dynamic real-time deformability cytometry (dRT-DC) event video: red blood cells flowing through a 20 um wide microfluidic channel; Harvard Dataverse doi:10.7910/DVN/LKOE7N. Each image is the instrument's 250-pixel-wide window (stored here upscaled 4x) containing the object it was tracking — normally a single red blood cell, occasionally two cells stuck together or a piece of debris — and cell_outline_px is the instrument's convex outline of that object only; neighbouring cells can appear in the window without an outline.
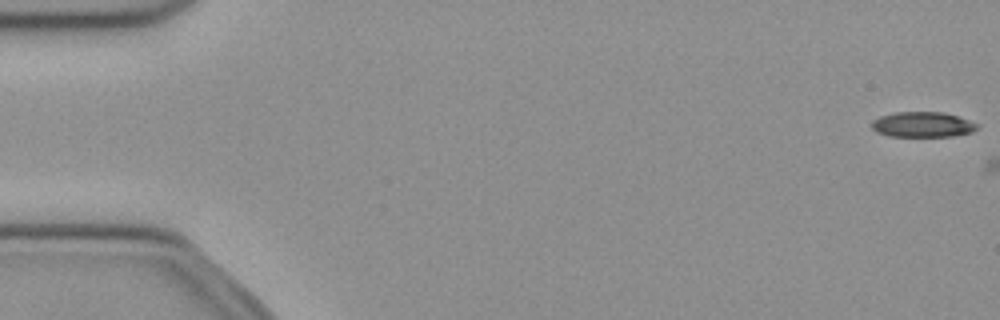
{"species": "common noctule bat (a hibernating species)", "species_latin": "Nyctalus noctula", "temperature_condition": "cold", "stored_images_in_passage": 3, "camera_frame_rate_fps": 3000, "um_per_image_px": 0.085, "animal": {"sex": "female", "body_mass_g": 21.9}, "frame": {"image": 1, "passage_image": 1, "time_ms": 0.0, "image_size_px": [1000, 320], "cell_outline_px": [[980, 124], [972, 132], [952, 136], [888, 136], [876, 132], [872, 128], [872, 120], [880, 116], [896, 112], [944, 112]], "centroid_in_image_um": [78.4, 10.58], "position_along_channel_um": 6.6, "area_um2": 15.49}}